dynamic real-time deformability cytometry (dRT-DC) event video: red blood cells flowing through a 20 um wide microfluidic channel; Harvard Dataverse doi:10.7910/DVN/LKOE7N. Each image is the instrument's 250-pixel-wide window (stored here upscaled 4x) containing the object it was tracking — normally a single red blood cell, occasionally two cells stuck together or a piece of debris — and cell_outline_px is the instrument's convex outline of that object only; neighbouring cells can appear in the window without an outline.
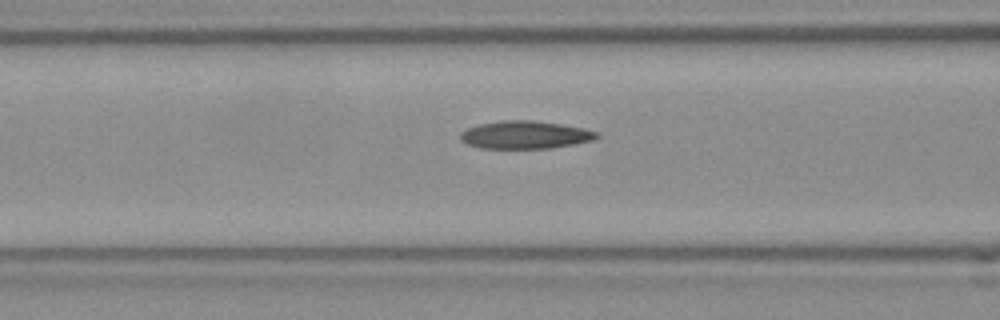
{"species": "Egyptian fruit bat (a non-hibernating species)", "species_latin": "Rousettus aegyptiacus", "temperature_condition": "room temperature", "stored_images_in_passage": 15, "camera_frame_rate_fps": 3000, "um_per_image_px": 0.085, "frame": {"image": 1, "passage_image": 13, "time_ms": 4.0, "image_size_px": [1000, 320], "cell_outline_px": [[600, 136], [596, 140], [552, 148], [480, 148], [468, 144], [460, 140], [460, 132], [468, 128], [480, 124], [500, 120], [532, 120], [560, 124], [584, 128], [596, 132]], "centroid_in_image_um": [44.65, 11.46], "position_along_channel_um": 122.0, "area_um2": 22.14}}